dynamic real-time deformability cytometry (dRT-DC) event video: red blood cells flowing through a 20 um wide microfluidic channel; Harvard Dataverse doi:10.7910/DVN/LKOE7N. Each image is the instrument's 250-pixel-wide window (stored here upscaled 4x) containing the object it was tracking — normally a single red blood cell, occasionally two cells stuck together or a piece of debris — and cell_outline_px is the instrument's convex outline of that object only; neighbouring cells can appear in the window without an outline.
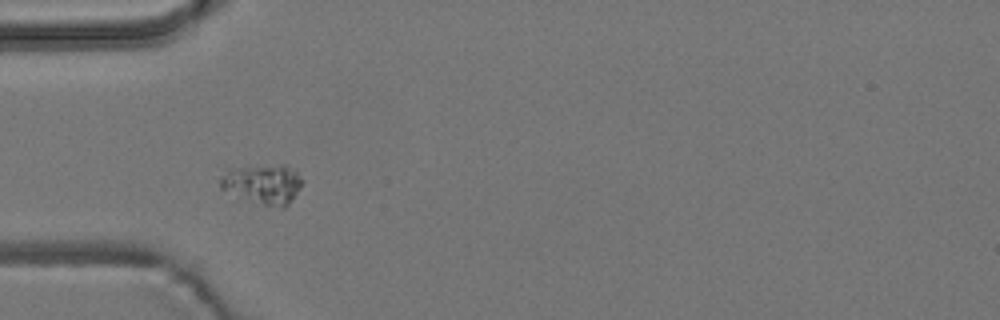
{"species": "common noctule bat (a hibernating species)", "species_latin": "Nyctalus noctula", "temperature_condition": "room temperature", "stored_images_in_passage": 3, "camera_frame_rate_fps": 3000, "um_per_image_px": 0.085, "animal": {"sex": "male", "body_mass_g": 19.2, "forearm_length_mm": 51.8}, "frame": {"image": 1, "passage_image": 2, "time_ms": 1.667, "image_size_px": [1000, 320], "cell_outline_px": [[304, 180], [300, 188], [288, 204], [284, 208], [280, 208], [236, 200], [220, 188], [220, 176], [228, 168], [280, 164], [288, 164], [296, 168]], "centroid_in_image_um": [22.32, 15.66], "position_along_channel_um": 62.7, "area_um2": 20.11}}